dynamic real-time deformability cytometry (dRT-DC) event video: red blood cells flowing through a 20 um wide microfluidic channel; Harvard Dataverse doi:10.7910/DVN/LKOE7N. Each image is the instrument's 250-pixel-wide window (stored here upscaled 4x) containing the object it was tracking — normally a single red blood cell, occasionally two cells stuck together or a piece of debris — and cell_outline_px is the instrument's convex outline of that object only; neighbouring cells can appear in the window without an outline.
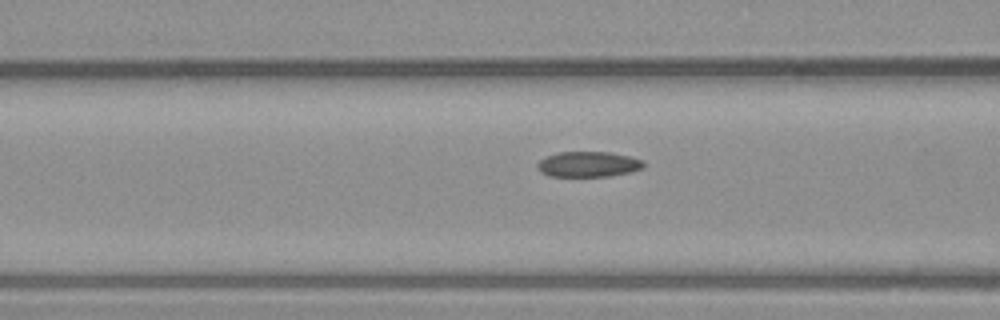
{"species": "common noctule bat (a hibernating species)", "species_latin": "Nyctalus noctula", "temperature_condition": "warm", "stored_images_in_passage": 17, "camera_frame_rate_fps": 3000, "um_per_image_px": 0.085, "animal": {"sex": "male", "body_mass_g": 23.1, "forearm_length_mm": 52.7}, "frame": {"image": 1, "passage_image": 15, "time_ms": 4.667, "image_size_px": [1000, 320], "cell_outline_px": [[644, 168], [632, 172], [608, 176], [548, 176], [540, 172], [536, 168], [536, 164], [540, 160], [556, 152], [608, 152], [628, 156], [644, 160]], "centroid_in_image_um": [50.0, 13.96], "position_along_channel_um": 116.6, "area_um2": 15.84}}